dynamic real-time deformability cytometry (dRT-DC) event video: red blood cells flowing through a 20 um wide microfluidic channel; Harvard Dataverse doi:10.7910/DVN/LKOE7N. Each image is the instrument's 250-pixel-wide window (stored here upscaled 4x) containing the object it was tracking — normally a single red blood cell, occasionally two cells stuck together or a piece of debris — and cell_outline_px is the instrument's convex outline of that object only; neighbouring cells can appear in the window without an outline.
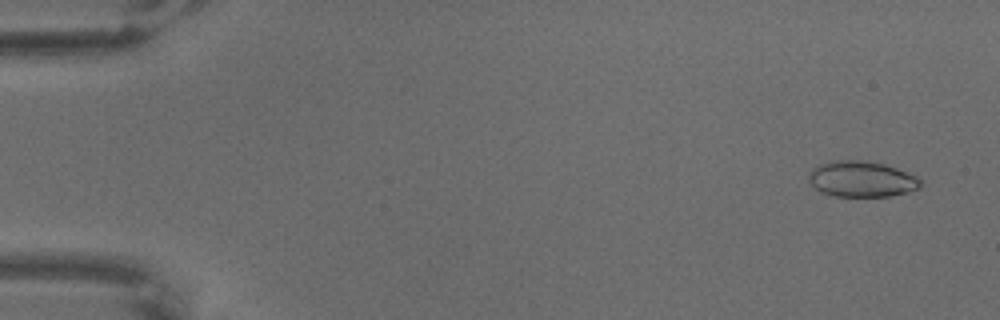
{"species": "common noctule bat (a hibernating species)", "species_latin": "Nyctalus noctula", "temperature_condition": "warm", "stored_images_in_passage": 66, "camera_frame_rate_fps": 3000, "um_per_image_px": 0.085, "animal": {"sex": "male", "body_mass_g": 18.8}, "frame": {"image": 1, "passage_image": 4, "time_ms": 1.0, "image_size_px": [1000, 320], "cell_outline_px": [[920, 188], [888, 196], [836, 196], [820, 192], [808, 180], [808, 176], [812, 168], [820, 164], [832, 160], [860, 160], [884, 164], [896, 168], [916, 176], [920, 180]], "centroid_in_image_um": [73.19, 15.21], "position_along_channel_um": 11.8, "area_um2": 23.12}}
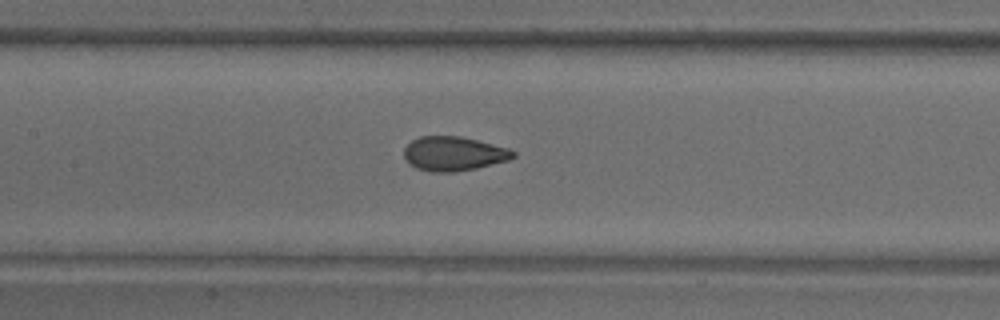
{"frame": {"image": 2, "passage_image": 32, "time_ms": 10.333, "image_size_px": [1000, 320], "cell_outline_px": [[516, 156], [508, 160], [476, 168], [452, 172], [432, 172], [416, 168], [408, 164], [404, 160], [404, 148], [412, 140], [420, 136], [460, 136], [508, 148], [516, 152]], "centroid_in_image_um": [38.53, 13.06], "position_along_channel_um": 168.9, "area_um2": 21.79}}
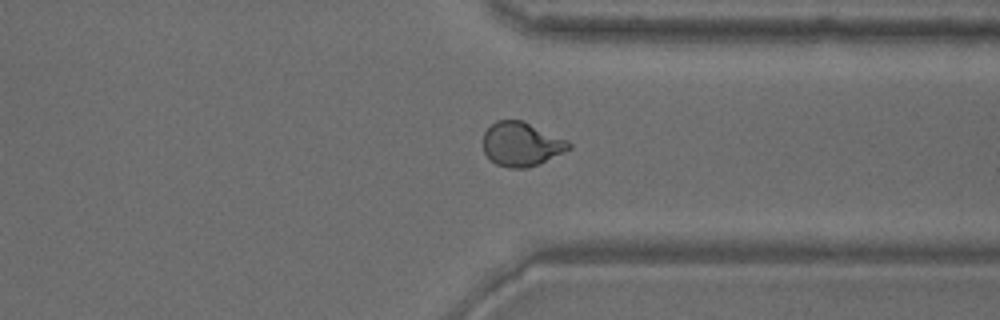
{"frame": {"image": 3, "passage_image": 51, "time_ms": 16.667, "image_size_px": [1000, 320], "cell_outline_px": [[572, 148], [540, 164], [524, 168], [508, 168], [496, 164], [484, 152], [484, 132], [496, 120], [520, 120], [568, 140], [572, 144]], "centroid_in_image_um": [44.34, 12.26], "position_along_channel_um": 367.1, "area_um2": 21.85}}